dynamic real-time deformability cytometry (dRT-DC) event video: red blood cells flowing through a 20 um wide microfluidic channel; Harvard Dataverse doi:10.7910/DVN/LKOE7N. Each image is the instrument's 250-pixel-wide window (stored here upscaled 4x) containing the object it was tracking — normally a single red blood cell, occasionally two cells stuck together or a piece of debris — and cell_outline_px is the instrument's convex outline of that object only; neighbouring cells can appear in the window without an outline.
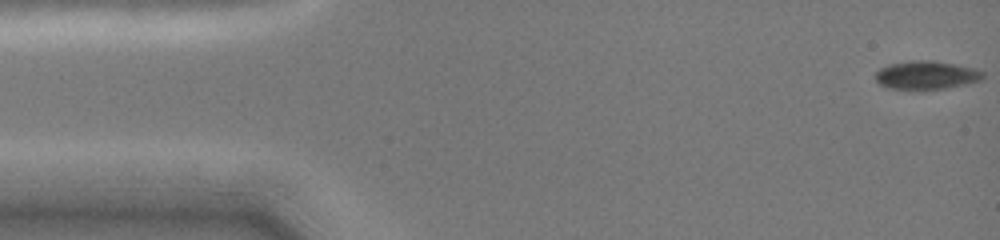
{"species": "common noctule bat (a hibernating species)", "species_latin": "Nyctalus noctula", "temperature_condition": "cold", "stored_images_in_passage": 14, "camera_frame_rate_fps": 3000, "um_per_image_px": 0.085, "animal": {"sex": "female", "body_mass_g": 19.0, "forearm_length_mm": 51.5}, "frame": {"image": 1, "passage_image": 1, "time_ms": 0.0, "image_size_px": [1000, 240], "cell_outline_px": [[984, 76], [980, 80], [964, 84], [944, 88], [888, 88], [880, 84], [876, 80], [876, 72], [880, 68], [888, 64], [912, 60], [932, 60], [956, 64], [976, 68], [984, 72]], "centroid_in_image_um": [78.75, 6.35], "position_along_channel_um": 6.3, "area_um2": 17.51}}
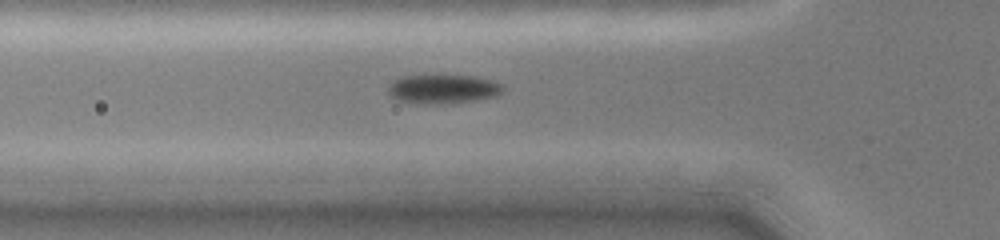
{"frame": {"image": 2, "passage_image": 10, "time_ms": 5.0, "image_size_px": [1000, 240], "cell_outline_px": [[504, 88], [496, 96], [476, 100], [452, 104], [416, 104], [396, 100], [388, 92], [388, 88], [396, 80], [404, 76], [436, 72], [472, 76], [492, 80], [504, 84]], "centroid_in_image_um": [37.66, 7.54], "position_along_channel_um": 88.1, "area_um2": 20.4}}
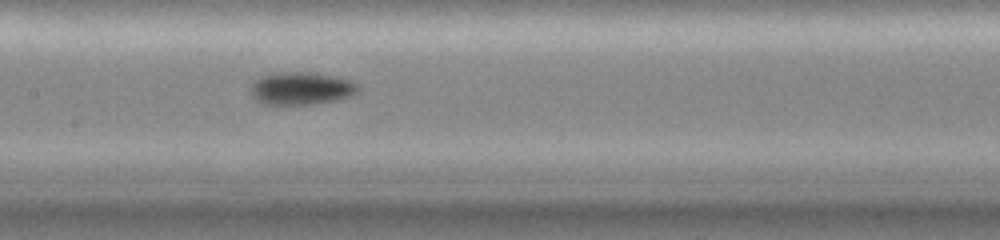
{"frame": {"image": 3, "passage_image": 14, "time_ms": 7.333, "image_size_px": [1000, 240], "cell_outline_px": [[360, 88], [352, 96], [336, 100], [316, 104], [264, 104], [256, 100], [252, 96], [252, 84], [260, 76], [276, 72], [316, 72], [352, 80], [360, 84]], "centroid_in_image_um": [25.66, 7.5], "position_along_channel_um": 181.7, "area_um2": 20.69}}